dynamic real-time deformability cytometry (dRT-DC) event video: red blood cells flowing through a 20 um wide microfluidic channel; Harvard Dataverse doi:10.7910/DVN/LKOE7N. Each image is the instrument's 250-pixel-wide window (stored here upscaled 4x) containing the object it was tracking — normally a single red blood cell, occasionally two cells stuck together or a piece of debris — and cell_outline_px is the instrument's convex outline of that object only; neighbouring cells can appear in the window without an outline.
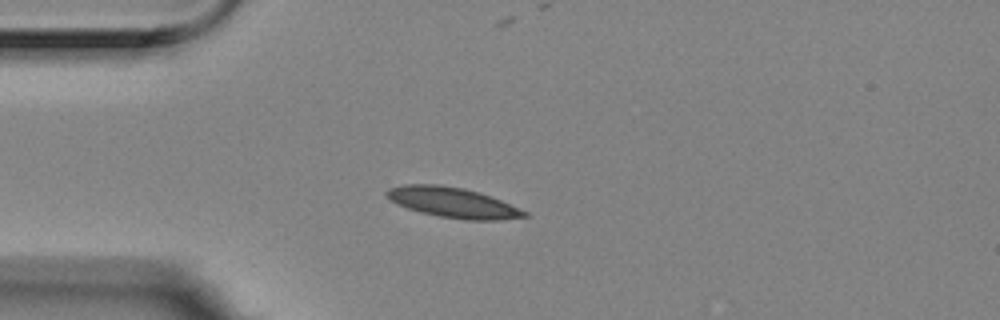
{"species": "Egyptian fruit bat (a non-hibernating species)", "species_latin": "Rousettus aegyptiacus", "temperature_condition": "room temperature", "stored_images_in_passage": 10, "camera_frame_rate_fps": 3000, "um_per_image_px": 0.085, "animal": {"sex": "female"}, "frame": {"image": 1, "passage_image": 3, "time_ms": 0.667, "image_size_px": [1000, 320], "cell_outline_px": [[528, 216], [500, 220], [464, 220], [440, 216], [420, 212], [396, 204], [388, 200], [384, 196], [384, 192], [388, 188], [404, 184], [440, 184], [464, 188], [480, 192], [500, 200], [528, 212]], "centroid_in_image_um": [38.43, 17.2], "position_along_channel_um": 46.6, "area_um2": 24.45}}
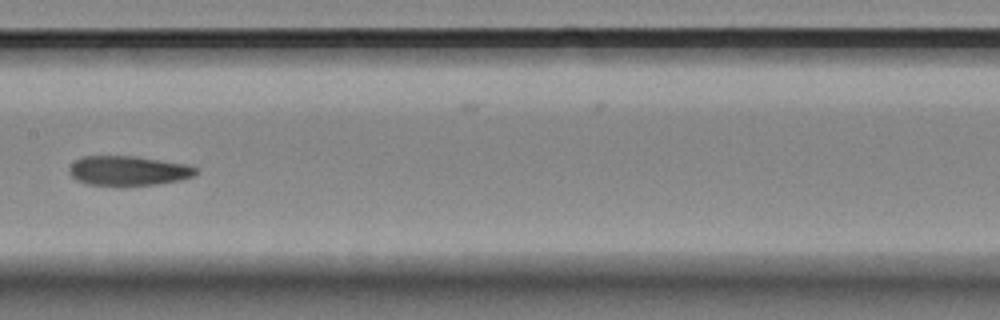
{"frame": {"image": 2, "passage_image": 7, "time_ms": 2.0, "image_size_px": [1000, 320], "cell_outline_px": [[196, 172], [192, 176], [180, 180], [160, 184], [120, 188], [116, 188], [88, 184], [76, 180], [68, 172], [68, 168], [76, 160], [84, 156], [136, 156], [188, 164], [196, 168]], "centroid_in_image_um": [10.88, 14.55], "position_along_channel_um": 196.5, "area_um2": 22.6}}
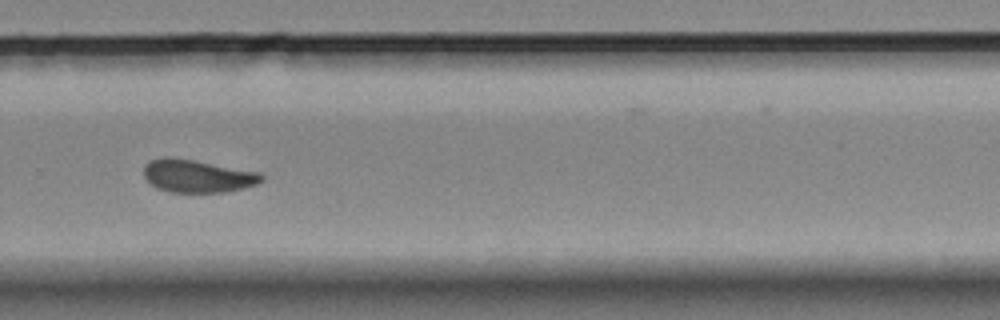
{"frame": {"image": 3, "passage_image": 10, "time_ms": 3.0, "image_size_px": [1000, 320], "cell_outline_px": [[264, 180], [256, 184], [244, 188], [224, 192], [168, 192], [156, 188], [144, 176], [144, 164], [148, 160], [164, 156], [172, 156], [260, 172], [264, 176]], "centroid_in_image_um": [16.76, 14.95], "position_along_channel_um": 313.0, "area_um2": 22.77}}